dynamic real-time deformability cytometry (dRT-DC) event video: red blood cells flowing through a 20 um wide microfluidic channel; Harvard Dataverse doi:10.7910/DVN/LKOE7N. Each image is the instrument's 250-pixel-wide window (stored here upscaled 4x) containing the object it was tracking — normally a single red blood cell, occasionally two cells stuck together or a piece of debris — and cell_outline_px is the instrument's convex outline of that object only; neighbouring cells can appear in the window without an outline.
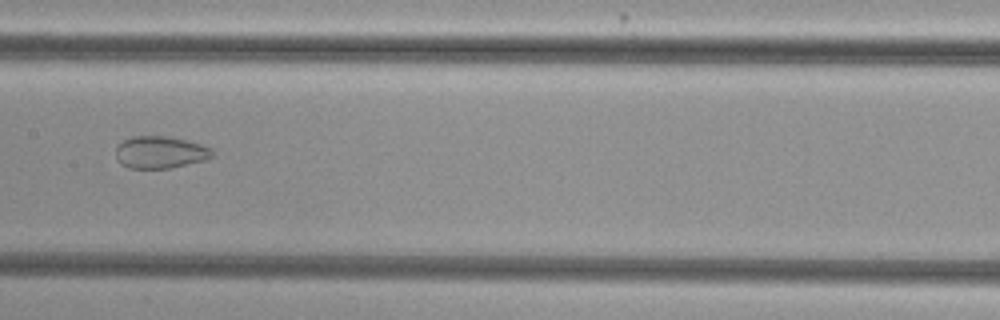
{"species": "common noctule bat (a hibernating species)", "species_latin": "Nyctalus noctula", "temperature_condition": "cold", "stored_images_in_passage": 42, "camera_frame_rate_fps": 3000, "um_per_image_px": 0.085, "animal": {"sex": "female", "body_mass_g": 29.2, "forearm_length_mm": 56.3}, "frame": {"image": 1, "passage_image": 19, "time_ms": 6.0, "image_size_px": [1000, 320], "cell_outline_px": [[212, 156], [204, 160], [172, 168], [128, 168], [120, 164], [116, 160], [116, 148], [124, 140], [132, 136], [164, 136], [184, 140], [200, 144], [212, 148]], "centroid_in_image_um": [13.58, 12.95], "position_along_channel_um": 193.8, "area_um2": 17.98}}
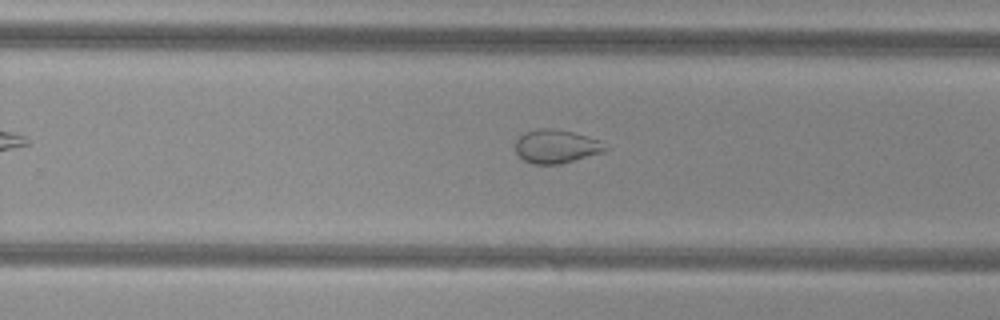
{"frame": {"image": 2, "passage_image": 26, "time_ms": 8.333, "image_size_px": [1000, 320], "cell_outline_px": [[608, 148], [604, 152], [560, 164], [532, 164], [524, 160], [516, 152], [516, 140], [524, 132], [540, 128], [556, 128], [576, 132], [600, 140]], "centroid_in_image_um": [47.3, 12.43], "position_along_channel_um": 282.5, "area_um2": 17.74}}
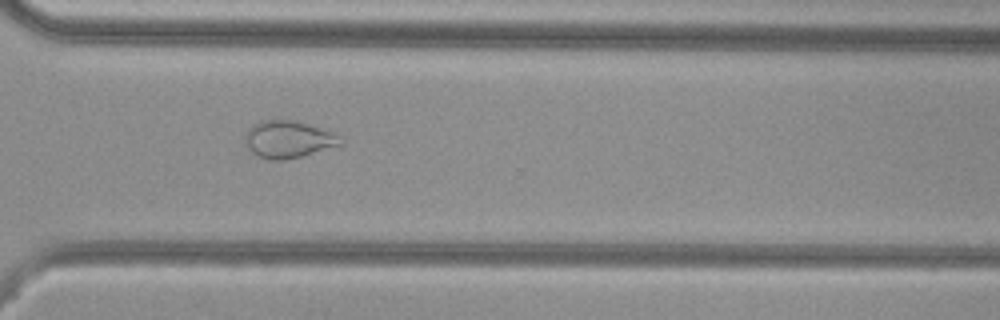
{"frame": {"image": 3, "passage_image": 31, "time_ms": 10.0, "image_size_px": [1000, 320], "cell_outline_px": [[344, 144], [300, 156], [284, 160], [268, 160], [256, 156], [248, 148], [244, 140], [244, 136], [248, 128], [260, 120], [292, 120], [308, 124], [332, 132], [340, 136], [344, 140]], "centroid_in_image_um": [24.48, 11.85], "position_along_channel_um": 346.1, "area_um2": 20.75}, "authors_computed_cell_mechanics": {"area_um2": 23.698, "velocity_mm_per_s": 3.8139, "shape_relaxation_time_tau1_ms": null, "shape_relaxation_time_tau2_ms": 1.5259, "deformation_change_tau1": null, "deformation_change_tau2": 0.0646}}